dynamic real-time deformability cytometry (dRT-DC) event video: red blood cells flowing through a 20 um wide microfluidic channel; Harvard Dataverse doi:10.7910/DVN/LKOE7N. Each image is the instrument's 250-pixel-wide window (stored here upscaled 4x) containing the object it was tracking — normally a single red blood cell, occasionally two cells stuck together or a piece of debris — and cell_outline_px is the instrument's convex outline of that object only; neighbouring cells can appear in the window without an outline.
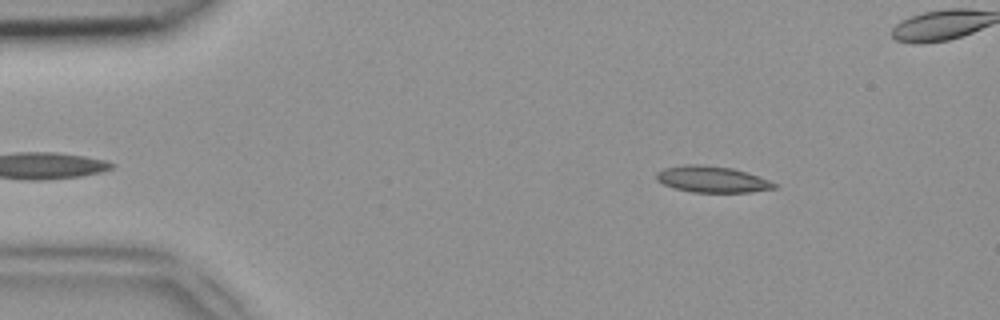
{"species": "common noctule bat (a hibernating species)", "species_latin": "Nyctalus noctula", "temperature_condition": "room temperature", "stored_images_in_passage": 45, "camera_frame_rate_fps": 3000, "um_per_image_px": 0.085, "animal": {"sex": "female", "body_mass_g": 18.4}, "frame": {"image": 1, "passage_image": 3, "time_ms": 0.667, "image_size_px": [1000, 320], "cell_outline_px": [[776, 188], [752, 192], [692, 192], [676, 188], [664, 184], [656, 180], [656, 172], [664, 168], [684, 164], [700, 164], [732, 168], [768, 180], [776, 184]], "centroid_in_image_um": [60.48, 15.24], "position_along_channel_um": 24.5, "area_um2": 17.86}}
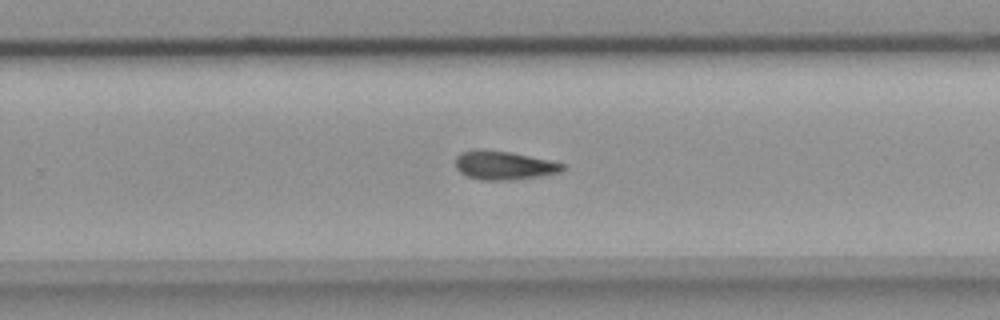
{"frame": {"image": 2, "passage_image": 27, "time_ms": 8.667, "image_size_px": [1000, 320], "cell_outline_px": [[568, 168], [560, 172], [512, 180], [480, 180], [468, 176], [460, 172], [456, 168], [456, 156], [460, 152], [472, 148], [484, 148], [512, 152], [552, 160], [568, 164]], "centroid_in_image_um": [42.85, 14.02], "position_along_channel_um": 287.0, "area_um2": 18.44}}
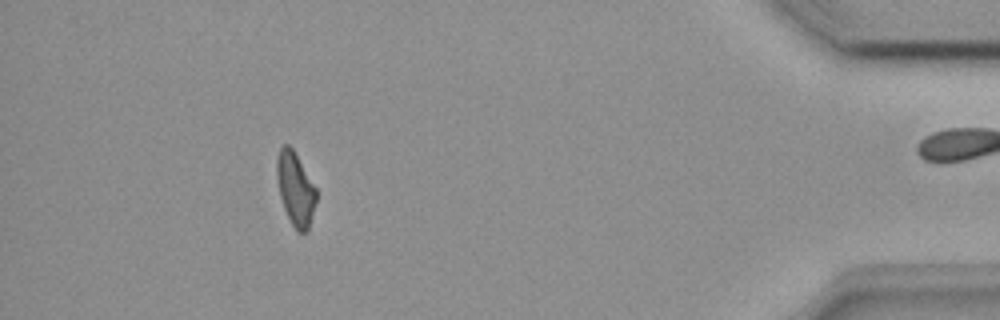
{"frame": {"image": 3, "passage_image": 40, "time_ms": 13.0, "image_size_px": [1000, 320], "cell_outline_px": [[316, 200], [308, 232], [296, 232], [284, 208], [280, 196], [276, 176], [276, 160], [280, 148], [284, 144], [288, 144], [292, 148], [316, 188]], "centroid_in_image_um": [25.1, 16.07], "position_along_channel_um": 410.1, "area_um2": 16.7}}